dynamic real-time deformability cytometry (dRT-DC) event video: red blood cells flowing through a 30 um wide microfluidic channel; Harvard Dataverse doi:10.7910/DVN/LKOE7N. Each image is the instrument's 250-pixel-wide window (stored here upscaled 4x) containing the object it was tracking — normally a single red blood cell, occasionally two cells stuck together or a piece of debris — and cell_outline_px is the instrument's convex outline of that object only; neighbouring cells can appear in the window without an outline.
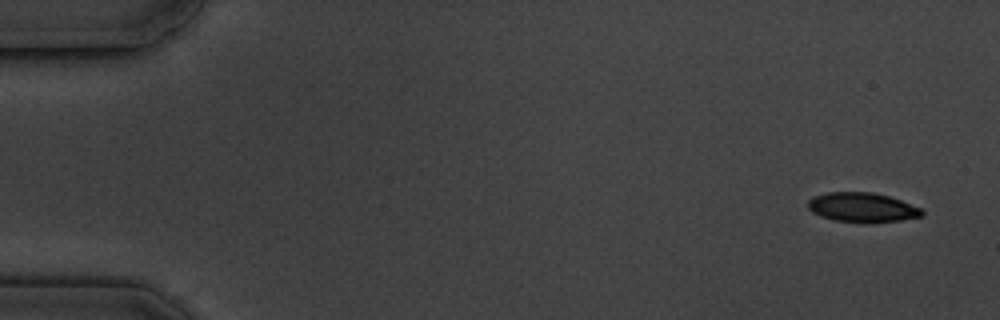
{"species": "common noctule bat (a hibernating species)", "species_latin": "Nyctalus noctula", "temperature_condition": "cold", "stored_images_in_passage": 15, "camera_frame_rate_fps": 3000, "um_per_image_px": 0.085, "animal": {"sex": "male", "body_mass_g": 19.5, "forearm_length_mm": 54.6}, "frame": {"image": 1, "passage_image": 1, "time_ms": 0.0, "image_size_px": [1000, 320], "cell_outline_px": [[924, 216], [900, 220], [832, 220], [820, 216], [812, 212], [808, 208], [808, 200], [812, 196], [828, 192], [872, 192], [888, 196], [900, 200], [920, 208], [924, 212]], "centroid_in_image_um": [73.24, 17.58], "position_along_channel_um": 11.8, "area_um2": 18.9}}
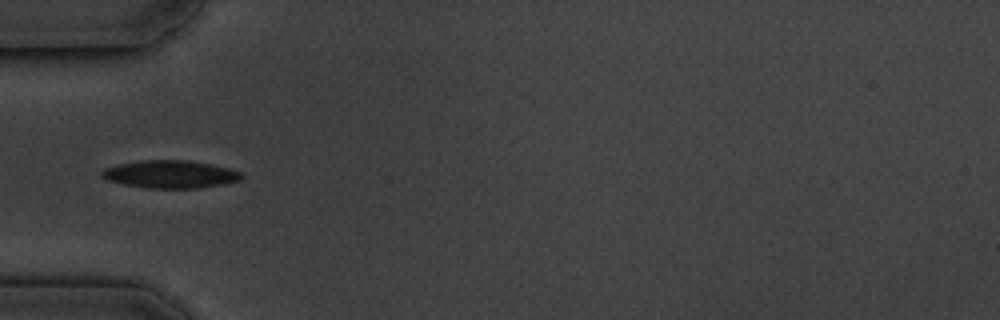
{"frame": {"image": 2, "passage_image": 5, "time_ms": 5.333, "image_size_px": [1000, 320], "cell_outline_px": [[244, 176], [240, 180], [224, 184], [196, 188], [148, 188], [124, 184], [108, 180], [100, 176], [100, 172], [104, 168], [116, 164], [140, 160], [188, 160], [212, 164], [228, 168], [240, 172]], "centroid_in_image_um": [14.45, 14.8], "position_along_channel_um": 70.5, "area_um2": 22.66}}
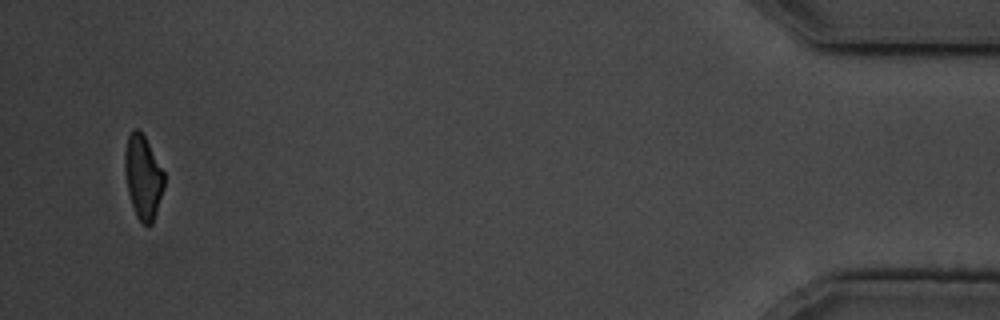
{"frame": {"image": 3, "passage_image": 15, "time_ms": 17.667, "image_size_px": [1000, 320], "cell_outline_px": [[164, 188], [152, 224], [148, 228], [136, 216], [128, 192], [124, 168], [124, 152], [128, 136], [136, 128], [140, 128], [164, 172]], "centroid_in_image_um": [12.15, 15.05], "position_along_channel_um": 423.0, "area_um2": 19.13}, "authors_computed_cell_mechanics": {"area_um2": 20.808, "velocity_mm_per_s": 3.4899, "shape_relaxation_time_tau1_ms": 1.2735, "shape_relaxation_time_tau2_ms": 3.455, "deformation_change_tau1": 0.059, "deformation_change_tau2": 0.0659}}